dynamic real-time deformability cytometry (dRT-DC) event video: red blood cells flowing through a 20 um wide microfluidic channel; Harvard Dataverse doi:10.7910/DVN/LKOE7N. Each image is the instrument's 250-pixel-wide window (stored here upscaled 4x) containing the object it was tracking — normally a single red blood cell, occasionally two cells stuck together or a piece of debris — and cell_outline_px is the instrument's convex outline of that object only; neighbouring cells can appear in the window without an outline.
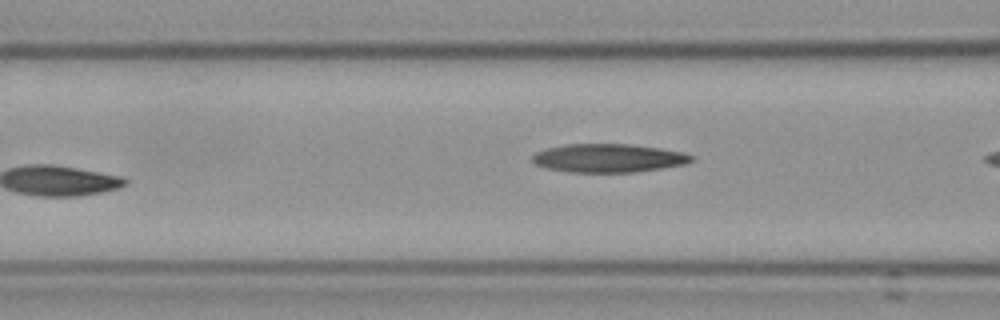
{"species": "Egyptian fruit bat (a non-hibernating species)", "species_latin": "Rousettus aegyptiacus", "temperature_condition": "cold", "stored_images_in_passage": 8, "camera_frame_rate_fps": 3000, "um_per_image_px": 0.085, "frame": {"image": 1, "passage_image": 7, "time_ms": 2.0, "image_size_px": [1000, 320], "cell_outline_px": [[696, 160], [684, 164], [636, 172], [568, 172], [548, 168], [536, 164], [532, 160], [532, 156], [536, 152], [548, 148], [564, 144], [632, 144], [660, 148], [684, 152], [696, 156]], "centroid_in_image_um": [51.77, 13.43], "position_along_channel_um": 114.8, "area_um2": 26.47}}